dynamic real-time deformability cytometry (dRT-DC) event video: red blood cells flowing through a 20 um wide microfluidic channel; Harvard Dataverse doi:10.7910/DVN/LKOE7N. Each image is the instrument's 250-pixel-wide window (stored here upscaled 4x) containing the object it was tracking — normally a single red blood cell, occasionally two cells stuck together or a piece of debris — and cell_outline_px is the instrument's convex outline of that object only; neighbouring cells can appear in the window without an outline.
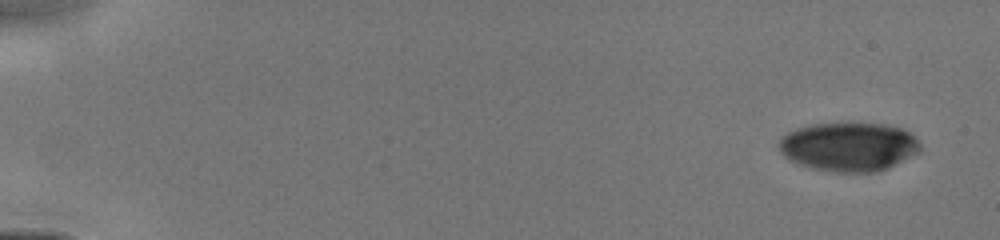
{"species": "human", "species_latin": "Homo sapiens", "temperature_condition": "cold", "stored_images_in_passage": 29, "camera_frame_rate_fps": 3000, "um_per_image_px": 0.085, "donor": {"sex": "male"}, "frame": {"image": 1, "passage_image": 1, "time_ms": 0.0, "image_size_px": [1000, 240], "cell_outline_px": [[920, 152], [888, 168], [876, 172], [828, 172], [812, 168], [800, 164], [784, 156], [780, 152], [776, 144], [780, 136], [796, 128], [812, 124], [840, 120], [852, 120], [884, 124], [900, 128], [908, 132], [920, 144]], "centroid_in_image_um": [72.09, 12.42], "position_along_channel_um": 12.9, "area_um2": 41.44}}
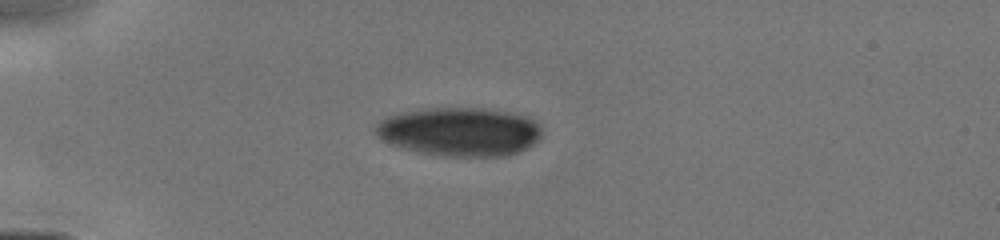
{"frame": {"image": 2, "passage_image": 23, "time_ms": 3.667, "image_size_px": [1000, 240], "cell_outline_px": [[540, 140], [536, 144], [520, 152], [504, 156], [444, 156], [416, 152], [392, 144], [376, 136], [372, 132], [372, 128], [380, 120], [388, 116], [400, 112], [424, 108], [480, 108], [516, 112], [528, 116], [536, 120], [540, 124]], "centroid_in_image_um": [39.09, 11.19], "position_along_channel_um": 45.9, "area_um2": 48.03}}